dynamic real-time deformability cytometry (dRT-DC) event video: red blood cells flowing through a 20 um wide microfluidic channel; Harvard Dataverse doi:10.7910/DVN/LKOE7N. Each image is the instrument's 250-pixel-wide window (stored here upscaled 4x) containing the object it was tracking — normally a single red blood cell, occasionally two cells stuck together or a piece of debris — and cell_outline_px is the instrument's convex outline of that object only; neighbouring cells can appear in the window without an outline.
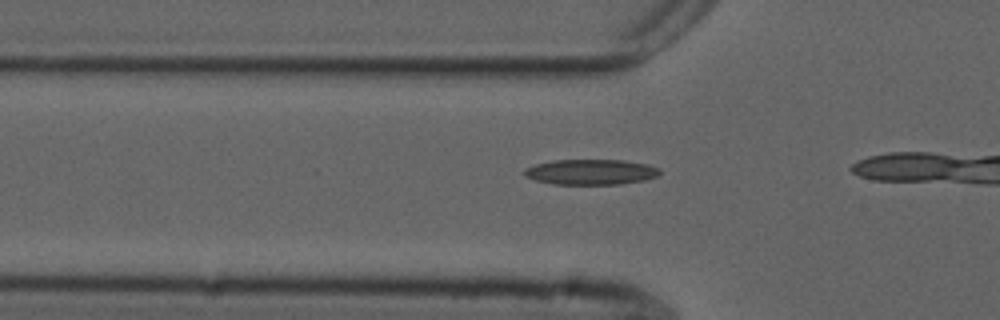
{"species": "common noctule bat (a hibernating species)", "species_latin": "Nyctalus noctula", "temperature_condition": "cold", "stored_images_in_passage": 10, "camera_frame_rate_fps": 3000, "um_per_image_px": 0.085, "animal": {"sex": "male", "forearm_length_mm": 52.5}, "frame": {"image": 1, "passage_image": 5, "time_ms": 1.333, "image_size_px": [1000, 320], "cell_outline_px": [[660, 172], [656, 176], [644, 180], [620, 184], [552, 184], [536, 180], [524, 176], [524, 168], [536, 164], [552, 160], [624, 160], [648, 164], [660, 168]], "centroid_in_image_um": [50.21, 14.61], "position_along_channel_um": 75.6, "area_um2": 20.06}}
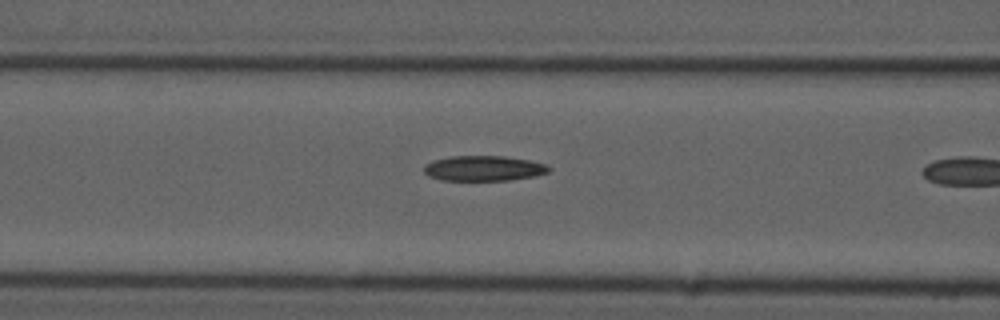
{"frame": {"image": 2, "passage_image": 9, "time_ms": 2.667, "image_size_px": [1000, 320], "cell_outline_px": [[552, 168], [548, 172], [536, 176], [508, 180], [440, 180], [428, 176], [424, 172], [424, 164], [432, 160], [452, 156], [504, 156], [528, 160], [548, 164]], "centroid_in_image_um": [41.11, 14.3], "position_along_channel_um": 125.5, "area_um2": 18.5}}